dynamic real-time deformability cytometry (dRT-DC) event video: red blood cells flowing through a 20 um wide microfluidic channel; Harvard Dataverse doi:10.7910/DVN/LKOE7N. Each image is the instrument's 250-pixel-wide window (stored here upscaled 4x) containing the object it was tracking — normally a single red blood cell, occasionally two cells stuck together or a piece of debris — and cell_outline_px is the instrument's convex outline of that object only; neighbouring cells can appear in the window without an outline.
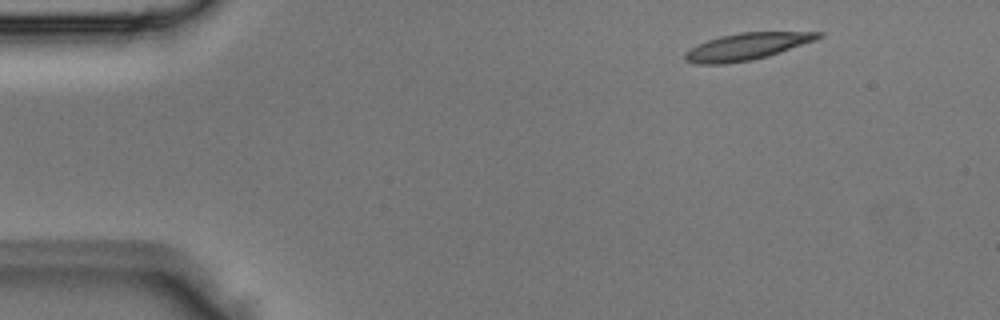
{"species": "Egyptian fruit bat (a non-hibernating species)", "species_latin": "Rousettus aegyptiacus", "temperature_condition": "room temperature", "stored_images_in_passage": 3, "camera_frame_rate_fps": 3000, "um_per_image_px": 0.085, "animal": {"sex": "male"}, "frame": {"image": 1, "passage_image": 1, "time_ms": 0.0, "image_size_px": [1000, 320], "cell_outline_px": [[824, 36], [816, 40], [768, 56], [752, 60], [724, 64], [696, 64], [684, 60], [684, 52], [708, 40], [720, 36], [740, 32], [824, 32]], "centroid_in_image_um": [63.49, 3.95], "position_along_channel_um": 21.5, "area_um2": 20.81}}
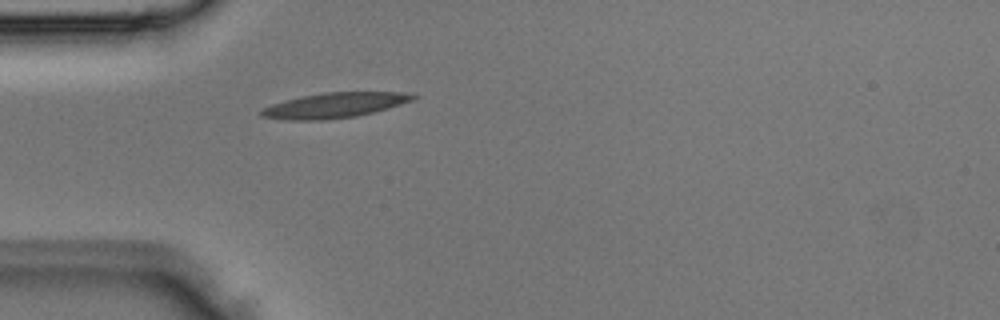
{"frame": {"image": 2, "passage_image": 3, "time_ms": 0.667, "image_size_px": [1000, 320], "cell_outline_px": [[420, 96], [412, 100], [388, 108], [356, 116], [324, 120], [288, 120], [260, 116], [260, 108], [272, 104], [304, 96], [324, 92], [400, 92]], "centroid_in_image_um": [28.41, 8.95], "position_along_channel_um": 56.6, "area_um2": 21.96}}